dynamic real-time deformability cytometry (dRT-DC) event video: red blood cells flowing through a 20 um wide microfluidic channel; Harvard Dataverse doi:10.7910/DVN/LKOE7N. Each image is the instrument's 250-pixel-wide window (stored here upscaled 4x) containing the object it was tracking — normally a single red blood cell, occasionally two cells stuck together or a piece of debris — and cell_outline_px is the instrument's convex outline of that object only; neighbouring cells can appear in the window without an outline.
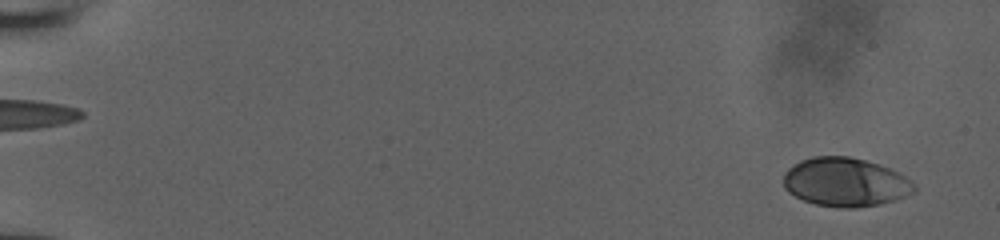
{"species": "human", "species_latin": "Homo sapiens", "temperature_condition": "room temperature", "stored_images_in_passage": 53, "camera_frame_rate_fps": 3000, "um_per_image_px": 0.085, "donor": {"sex": "male"}, "frame": {"image": 1, "passage_image": 3, "time_ms": 0.667, "image_size_px": [1000, 240], "cell_outline_px": [[916, 188], [912, 192], [896, 200], [880, 204], [856, 208], [844, 208], [816, 204], [804, 200], [788, 192], [784, 188], [784, 172], [792, 164], [800, 160], [812, 156], [848, 156], [880, 164], [904, 176]], "centroid_in_image_um": [71.81, 15.48], "position_along_channel_um": 13.2, "area_um2": 36.99}}
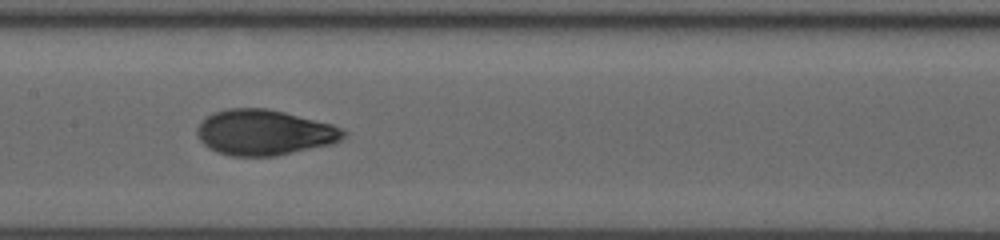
{"frame": {"image": 2, "passage_image": 29, "time_ms": 9.333, "image_size_px": [1000, 240], "cell_outline_px": [[348, 132], [340, 140], [332, 144], [276, 156], [232, 156], [216, 152], [208, 148], [200, 140], [196, 132], [196, 128], [200, 120], [212, 112], [224, 108], [268, 108], [332, 124], [344, 128]], "centroid_in_image_um": [22.44, 11.25], "position_along_channel_um": 185.0, "area_um2": 39.25}}
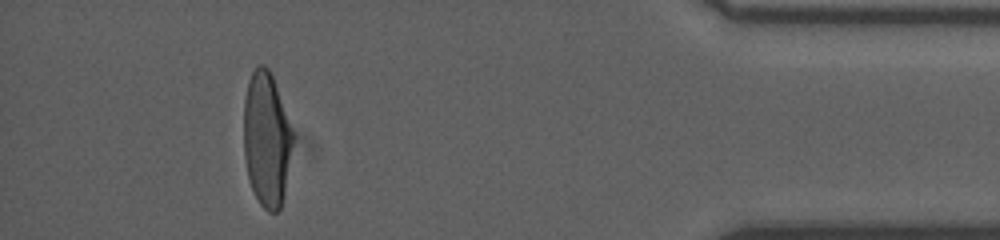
{"frame": {"image": 3, "passage_image": 49, "time_ms": 16.0, "image_size_px": [1000, 240], "cell_outline_px": [[292, 144], [284, 196], [280, 208], [276, 212], [268, 212], [260, 204], [252, 188], [248, 176], [244, 156], [244, 100], [248, 80], [256, 64], [264, 64], [268, 68], [272, 76], [292, 132]], "centroid_in_image_um": [22.63, 11.84], "position_along_channel_um": 412.6, "area_um2": 37.92}}